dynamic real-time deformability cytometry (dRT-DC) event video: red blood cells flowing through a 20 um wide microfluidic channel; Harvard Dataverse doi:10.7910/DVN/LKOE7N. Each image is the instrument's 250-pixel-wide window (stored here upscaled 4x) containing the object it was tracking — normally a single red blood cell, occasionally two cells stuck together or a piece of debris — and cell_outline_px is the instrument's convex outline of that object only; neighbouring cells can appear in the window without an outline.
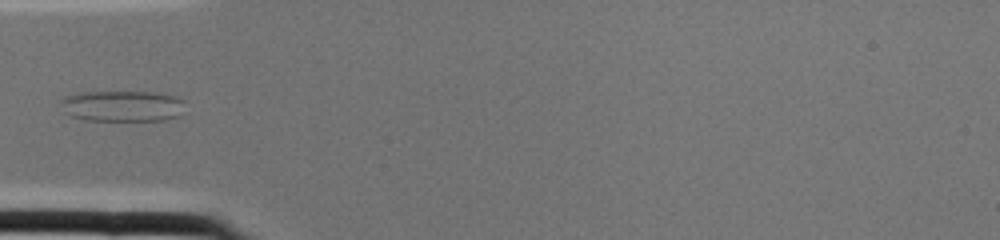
{"species": "common noctule bat (a hibernating species)", "species_latin": "Nyctalus noctula", "temperature_condition": "cold", "stored_images_in_passage": 1, "camera_frame_rate_fps": 3000, "um_per_image_px": 0.085, "animal": {"sex": "female", "body_mass_g": 22.0, "forearm_length_mm": 56.7}, "frame": {"image": 1, "passage_image": 1, "time_ms": 0.0, "image_size_px": [1000, 240], "cell_outline_px": [[184, 100], [180, 116], [164, 120], [84, 120], [72, 116], [64, 112], [60, 100], [64, 96], [84, 92], [156, 92], [176, 96]], "centroid_in_image_um": [10.41, 9.01], "position_along_channel_um": 74.6, "area_um2": 22.48}}